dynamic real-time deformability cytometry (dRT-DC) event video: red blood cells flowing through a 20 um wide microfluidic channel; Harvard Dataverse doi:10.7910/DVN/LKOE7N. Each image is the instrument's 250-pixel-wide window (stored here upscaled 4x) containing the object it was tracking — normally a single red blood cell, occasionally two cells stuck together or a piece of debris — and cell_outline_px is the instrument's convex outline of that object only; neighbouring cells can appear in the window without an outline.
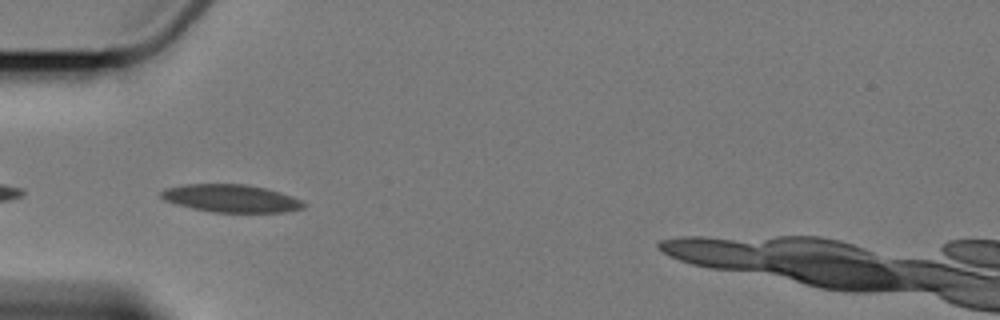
{"species": "Egyptian fruit bat (a non-hibernating species)", "species_latin": "Rousettus aegyptiacus", "temperature_condition": "cold", "stored_images_in_passage": 7, "camera_frame_rate_fps": 3000, "um_per_image_px": 0.085, "animal": {"sex": "female"}, "frame": {"image": 1, "passage_image": 6, "time_ms": 5.667, "image_size_px": [1000, 320], "cell_outline_px": [[308, 204], [304, 208], [288, 212], [212, 212], [192, 208], [176, 204], [164, 200], [160, 196], [160, 192], [164, 188], [184, 184], [244, 184], [264, 188], [280, 192], [304, 200]], "centroid_in_image_um": [19.67, 16.86], "position_along_channel_um": 65.3, "area_um2": 23.24}}
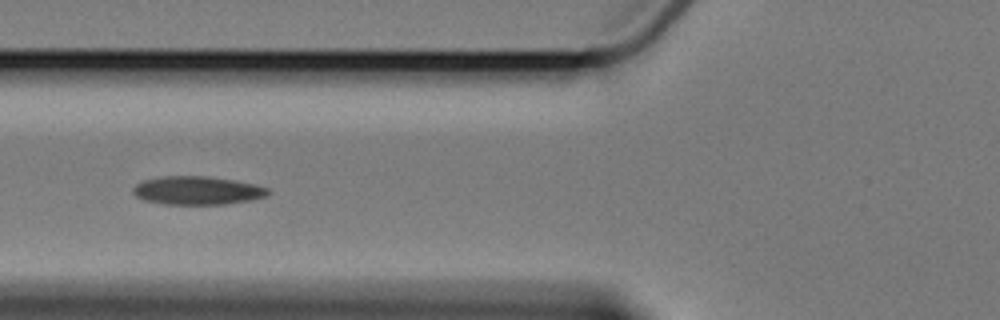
{"frame": {"image": 2, "passage_image": 7, "time_ms": 7.0, "image_size_px": [1000, 320], "cell_outline_px": [[272, 192], [268, 196], [252, 200], [224, 204], [164, 204], [144, 200], [136, 196], [132, 192], [132, 188], [136, 184], [144, 180], [164, 176], [208, 176], [256, 184], [268, 188]], "centroid_in_image_um": [16.8, 16.19], "position_along_channel_um": 109.0, "area_um2": 22.43}}